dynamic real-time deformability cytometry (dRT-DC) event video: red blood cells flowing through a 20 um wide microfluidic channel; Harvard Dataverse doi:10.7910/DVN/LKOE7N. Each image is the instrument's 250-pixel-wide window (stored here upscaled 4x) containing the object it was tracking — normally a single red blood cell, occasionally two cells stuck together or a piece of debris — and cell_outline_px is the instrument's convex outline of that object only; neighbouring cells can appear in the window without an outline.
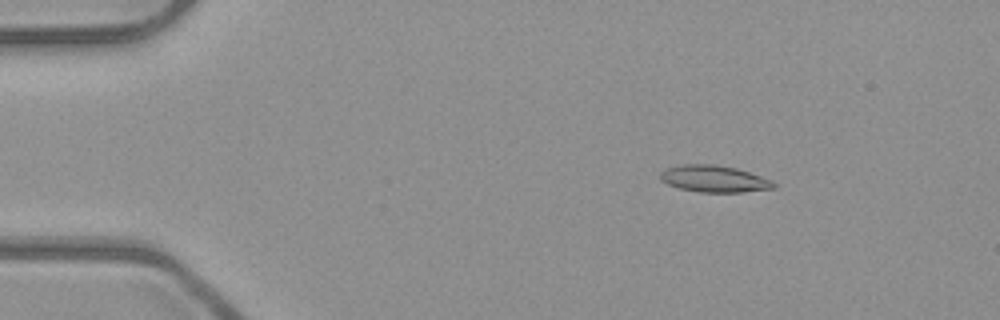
{"species": "common noctule bat (a hibernating species)", "species_latin": "Nyctalus noctula", "temperature_condition": "room temperature", "stored_images_in_passage": 51, "camera_frame_rate_fps": 3000, "um_per_image_px": 0.085, "animal": {"sex": "male", "body_mass_g": 23.1, "forearm_length_mm": 52.7}, "frame": {"image": 1, "passage_image": 7, "time_ms": 2.0, "image_size_px": [1000, 320], "cell_outline_px": [[776, 188], [740, 192], [700, 192], [680, 188], [668, 184], [660, 180], [660, 172], [668, 168], [680, 164], [712, 164], [736, 168], [772, 180], [776, 184]], "centroid_in_image_um": [60.7, 15.2], "position_along_channel_um": 24.3, "area_um2": 17.57}}
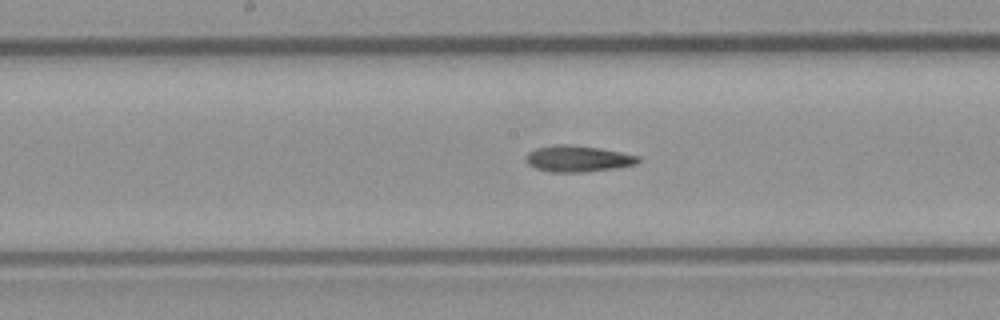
{"frame": {"image": 2, "passage_image": 26, "time_ms": 8.333, "image_size_px": [1000, 320], "cell_outline_px": [[640, 160], [636, 164], [616, 168], [580, 172], [548, 172], [536, 168], [528, 164], [524, 160], [524, 156], [528, 152], [536, 148], [556, 144], [568, 144], [600, 148], [640, 156]], "centroid_in_image_um": [49.08, 13.48], "position_along_channel_um": 199.1, "area_um2": 17.28}}
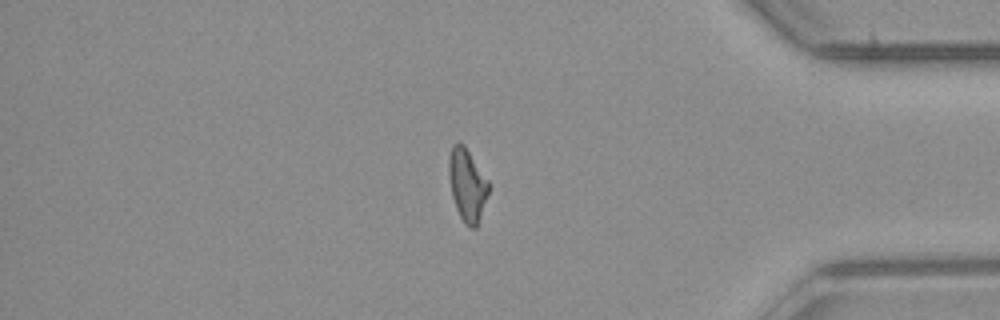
{"frame": {"image": 3, "passage_image": 43, "time_ms": 14.0, "image_size_px": [1000, 320], "cell_outline_px": [[488, 192], [476, 228], [468, 228], [464, 224], [456, 208], [452, 196], [448, 172], [448, 160], [452, 144], [456, 140], [464, 144], [488, 180]], "centroid_in_image_um": [39.68, 15.68], "position_along_channel_um": 395.5, "area_um2": 16.76}, "authors_computed_cell_mechanics": {"area_um2": 16.9354, "velocity_mm_per_s": 3.9915, "shape_relaxation_time_tau1_ms": null, "shape_relaxation_time_tau2_ms": 7.9961, "deformation_change_tau1": null, "deformation_change_tau2": 0.1863}}